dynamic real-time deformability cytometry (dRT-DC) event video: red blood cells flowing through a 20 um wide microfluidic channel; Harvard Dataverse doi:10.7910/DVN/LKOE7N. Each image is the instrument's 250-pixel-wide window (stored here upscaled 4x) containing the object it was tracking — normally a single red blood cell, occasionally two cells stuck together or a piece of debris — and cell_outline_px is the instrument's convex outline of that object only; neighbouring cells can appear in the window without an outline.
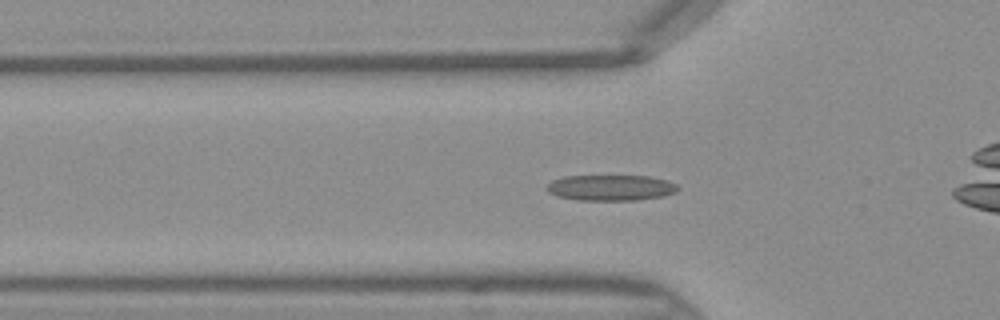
{"species": "Egyptian fruit bat (a non-hibernating species)", "species_latin": "Rousettus aegyptiacus", "temperature_condition": "warm", "stored_images_in_passage": 35, "camera_frame_rate_fps": 3000, "um_per_image_px": 0.085, "frame": {"image": 1, "passage_image": 4, "time_ms": 1.0, "image_size_px": [1000, 320], "cell_outline_px": [[680, 188], [676, 192], [664, 196], [636, 200], [576, 200], [556, 196], [548, 192], [548, 184], [552, 180], [564, 176], [648, 176], [668, 180], [676, 184]], "centroid_in_image_um": [51.94, 15.96], "position_along_channel_um": 73.9, "area_um2": 19.77}}
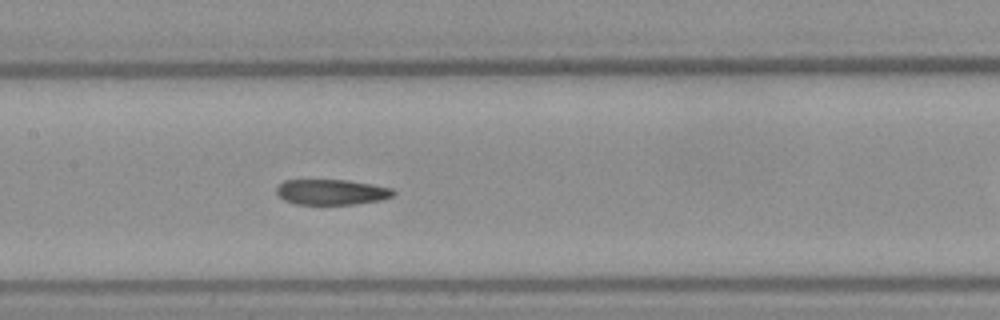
{"frame": {"image": 2, "passage_image": 11, "time_ms": 3.333, "image_size_px": [1000, 320], "cell_outline_px": [[396, 192], [392, 196], [380, 200], [356, 204], [296, 204], [284, 200], [276, 192], [276, 188], [284, 180], [348, 180], [372, 184], [392, 188]], "centroid_in_image_um": [28.19, 16.32], "position_along_channel_um": 179.2, "area_um2": 17.28}}
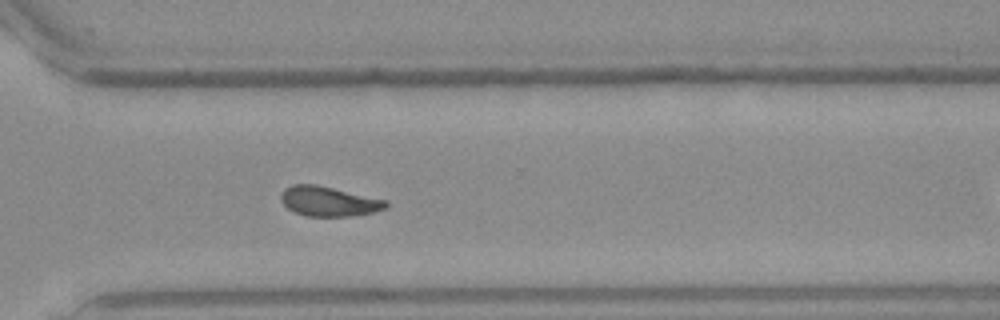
{"frame": {"image": 3, "passage_image": 22, "time_ms": 7.0, "image_size_px": [1000, 320], "cell_outline_px": [[388, 204], [384, 208], [376, 212], [348, 216], [304, 216], [288, 208], [280, 200], [280, 196], [284, 188], [292, 184], [316, 184], [388, 200]], "centroid_in_image_um": [27.93, 17.1], "position_along_channel_um": 342.7, "area_um2": 18.26}}